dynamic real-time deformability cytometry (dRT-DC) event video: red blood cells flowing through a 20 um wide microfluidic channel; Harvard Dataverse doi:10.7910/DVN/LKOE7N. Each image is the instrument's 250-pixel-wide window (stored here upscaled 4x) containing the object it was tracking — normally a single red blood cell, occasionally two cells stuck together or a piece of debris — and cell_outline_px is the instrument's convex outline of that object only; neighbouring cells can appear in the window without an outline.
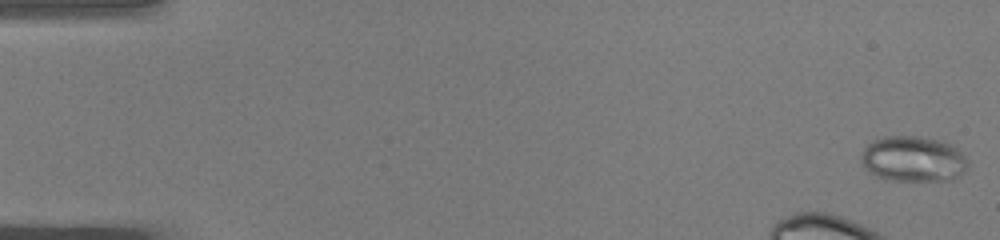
{"species": "common noctule bat (a hibernating species)", "species_latin": "Nyctalus noctula", "temperature_condition": "warm", "stored_images_in_passage": 29, "camera_frame_rate_fps": 3000, "um_per_image_px": 0.085, "animal": {"sex": "male", "body_mass_g": 19.0, "forearm_length_mm": 50.8}, "frame": {"image": 1, "passage_image": 1, "time_ms": 0.0, "image_size_px": [1000, 240], "cell_outline_px": [[968, 164], [964, 172], [960, 176], [952, 180], [888, 180], [876, 176], [864, 168], [860, 160], [860, 152], [872, 140], [884, 136], [920, 136], [940, 140], [952, 144], [964, 156]], "centroid_in_image_um": [77.59, 13.5], "position_along_channel_um": 7.4, "area_um2": 28.61}}
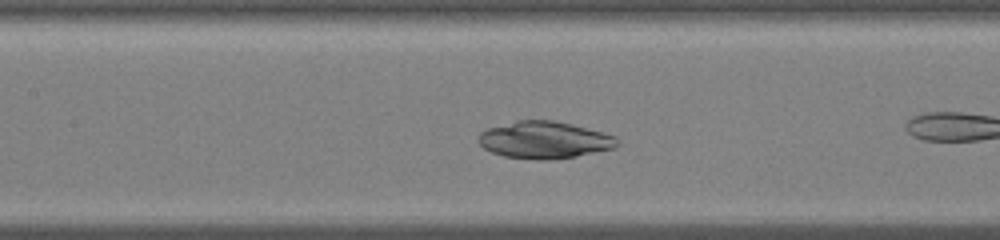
{"frame": {"image": 2, "passage_image": 21, "time_ms": 6.667, "image_size_px": [1000, 240], "cell_outline_px": [[620, 144], [612, 148], [576, 156], [544, 160], [540, 160], [504, 156], [492, 152], [484, 148], [480, 144], [480, 132], [488, 128], [516, 120], [556, 120], [604, 132], [616, 136], [620, 140]], "centroid_in_image_um": [46.3, 11.88], "position_along_channel_um": 161.1, "area_um2": 29.88}}